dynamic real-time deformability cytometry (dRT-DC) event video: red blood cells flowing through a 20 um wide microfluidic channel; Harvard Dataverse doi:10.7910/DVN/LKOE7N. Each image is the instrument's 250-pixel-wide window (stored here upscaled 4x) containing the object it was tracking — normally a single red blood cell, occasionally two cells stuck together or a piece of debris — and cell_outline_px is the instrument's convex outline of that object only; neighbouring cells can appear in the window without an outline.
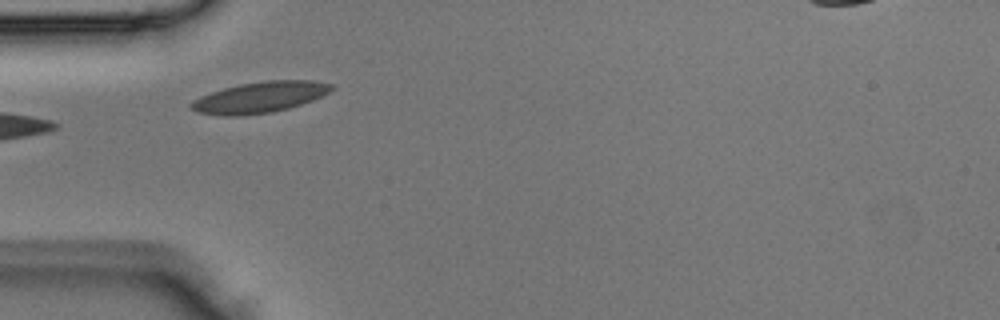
{"species": "Egyptian fruit bat (a non-hibernating species)", "species_latin": "Rousettus aegyptiacus", "temperature_condition": "room temperature", "stored_images_in_passage": 2, "camera_frame_rate_fps": 3000, "um_per_image_px": 0.085, "animal": {"sex": "male"}, "frame": {"image": 1, "passage_image": 2, "time_ms": 0.333, "image_size_px": [1000, 320], "cell_outline_px": [[336, 88], [312, 100], [288, 108], [272, 112], [240, 116], [224, 116], [196, 112], [188, 104], [192, 100], [200, 96], [224, 88], [240, 84], [268, 80], [316, 80], [332, 84]], "centroid_in_image_um": [22.07, 8.26], "position_along_channel_um": 62.9, "area_um2": 25.32}}